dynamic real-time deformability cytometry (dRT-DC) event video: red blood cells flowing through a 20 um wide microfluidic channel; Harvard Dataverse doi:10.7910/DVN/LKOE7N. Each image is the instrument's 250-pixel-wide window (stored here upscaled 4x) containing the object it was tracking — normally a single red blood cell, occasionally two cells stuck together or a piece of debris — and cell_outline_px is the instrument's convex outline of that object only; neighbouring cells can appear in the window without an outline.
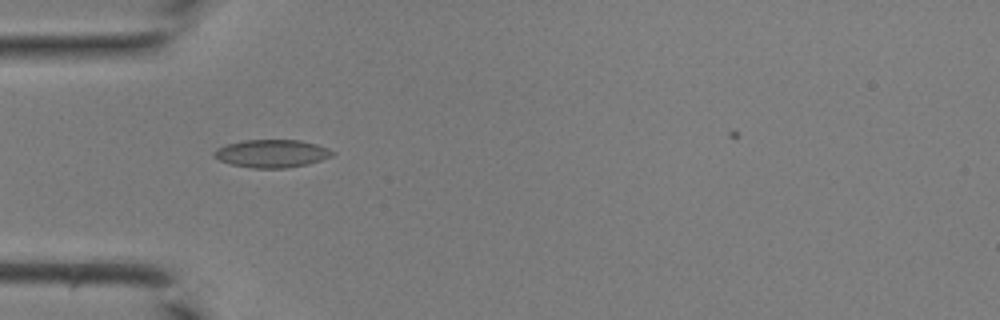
{"species": "common noctule bat (a hibernating species)", "species_latin": "Nyctalus noctula", "temperature_condition": "room temperature", "stored_images_in_passage": 29, "camera_frame_rate_fps": 3000, "um_per_image_px": 0.085, "animal": {"sex": "male", "body_mass_g": 19.0, "forearm_length_mm": 50.8}, "frame": {"image": 1, "passage_image": 1, "time_ms": 0.0, "image_size_px": [1000, 320], "cell_outline_px": [[336, 152], [332, 156], [308, 164], [284, 168], [252, 168], [232, 164], [220, 160], [212, 156], [212, 152], [216, 148], [224, 144], [244, 140], [300, 140], [316, 144], [328, 148]], "centroid_in_image_um": [23.07, 13.04], "position_along_channel_um": 61.9, "area_um2": 19.31}}
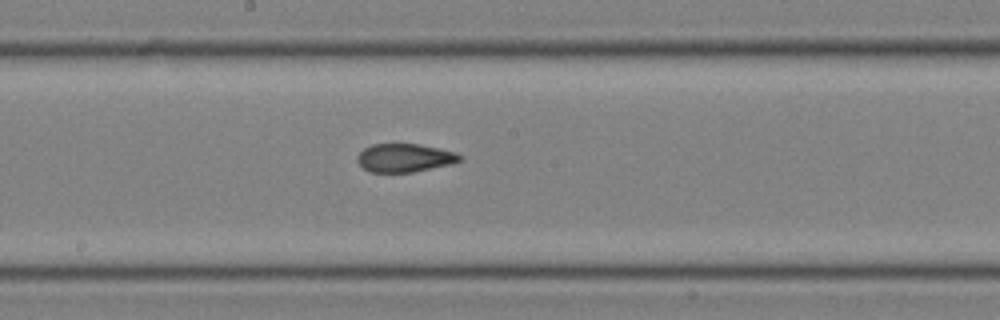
{"frame": {"image": 2, "passage_image": 11, "time_ms": 3.333, "image_size_px": [1000, 320], "cell_outline_px": [[464, 160], [452, 164], [412, 172], [368, 172], [356, 160], [356, 156], [364, 148], [372, 144], [420, 144], [440, 148], [456, 152], [464, 156]], "centroid_in_image_um": [34.44, 13.41], "position_along_channel_um": 213.8, "area_um2": 17.17}}
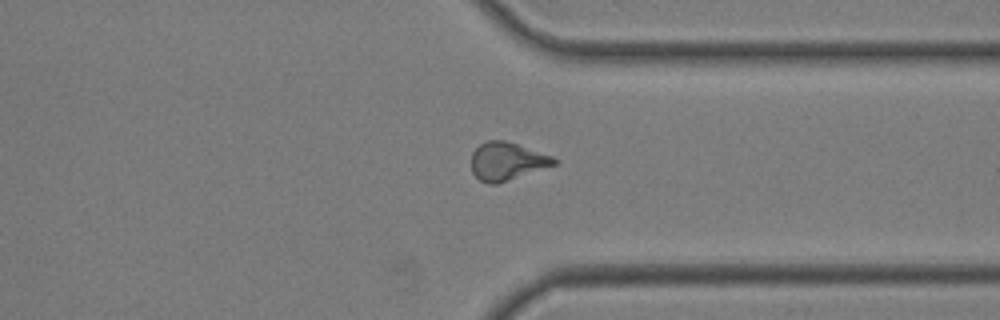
{"frame": {"image": 3, "passage_image": 21, "time_ms": 6.667, "image_size_px": [1000, 320], "cell_outline_px": [[560, 160], [556, 164], [496, 184], [488, 184], [480, 180], [472, 172], [472, 152], [480, 144], [488, 140], [504, 140], [552, 156]], "centroid_in_image_um": [43.08, 13.71], "position_along_channel_um": 368.3, "area_um2": 18.03}}